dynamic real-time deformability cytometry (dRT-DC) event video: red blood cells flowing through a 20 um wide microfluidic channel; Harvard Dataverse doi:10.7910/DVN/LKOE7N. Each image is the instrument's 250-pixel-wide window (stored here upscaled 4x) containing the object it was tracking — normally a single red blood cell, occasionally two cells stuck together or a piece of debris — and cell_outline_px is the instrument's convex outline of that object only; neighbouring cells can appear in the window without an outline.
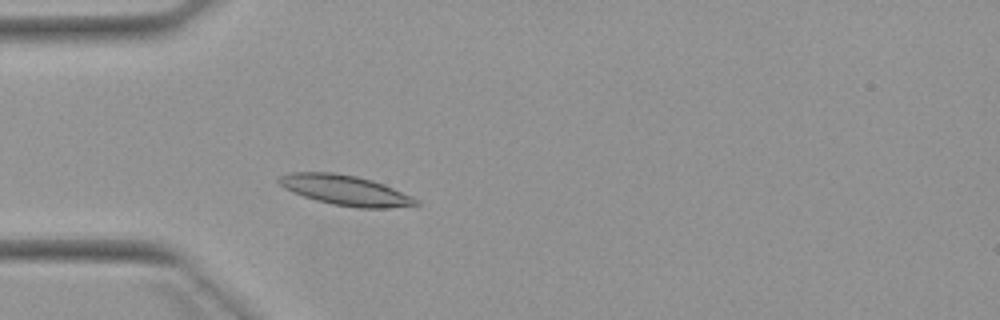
{"species": "Egyptian fruit bat (a non-hibernating species)", "species_latin": "Rousettus aegyptiacus", "temperature_condition": "warm", "stored_images_in_passage": 3, "camera_frame_rate_fps": 3000, "um_per_image_px": 0.085, "animal": {"sex": "female"}, "frame": {"image": 1, "passage_image": 3, "time_ms": 2.333, "image_size_px": [1000, 320], "cell_outline_px": [[420, 204], [388, 208], [356, 208], [332, 204], [316, 200], [292, 192], [284, 188], [276, 180], [276, 176], [288, 172], [332, 172], [356, 176], [372, 180], [384, 184], [412, 196]], "centroid_in_image_um": [29.29, 16.16], "position_along_channel_um": 55.7, "area_um2": 24.1}}